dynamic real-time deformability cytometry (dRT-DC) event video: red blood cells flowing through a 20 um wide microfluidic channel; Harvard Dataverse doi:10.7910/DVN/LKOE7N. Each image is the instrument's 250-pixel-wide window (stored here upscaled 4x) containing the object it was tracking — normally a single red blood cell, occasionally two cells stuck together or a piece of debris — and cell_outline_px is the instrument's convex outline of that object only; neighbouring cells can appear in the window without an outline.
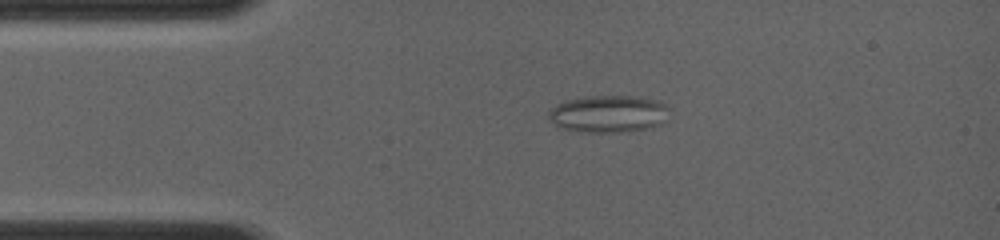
{"species": "common noctule bat (a hibernating species)", "species_latin": "Nyctalus noctula", "temperature_condition": "room temperature", "stored_images_in_passage": 11, "camera_frame_rate_fps": 4000, "um_per_image_px": 0.085, "animal": {"sex": "female", "body_mass_g": 19.0, "forearm_length_mm": 56.7}, "frame": {"image": 1, "passage_image": 4, "time_ms": 2.75, "image_size_px": [1000, 240], "cell_outline_px": [[668, 120], [660, 124], [648, 128], [628, 132], [588, 132], [560, 128], [548, 116], [548, 112], [556, 104], [564, 100], [588, 96], [632, 96], [656, 100], [668, 104]], "centroid_in_image_um": [51.75, 9.67], "position_along_channel_um": 33.2, "area_um2": 26.3}}
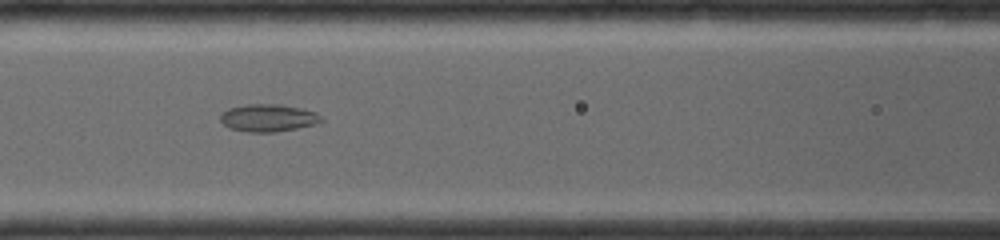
{"frame": {"image": 2, "passage_image": 8, "time_ms": 6.0, "image_size_px": [1000, 240], "cell_outline_px": [[324, 120], [312, 124], [296, 128], [276, 132], [248, 132], [228, 128], [220, 120], [220, 112], [228, 108], [248, 104], [280, 104], [300, 108], [316, 112]], "centroid_in_image_um": [22.74, 10.01], "position_along_channel_um": 143.9, "area_um2": 16.13}}
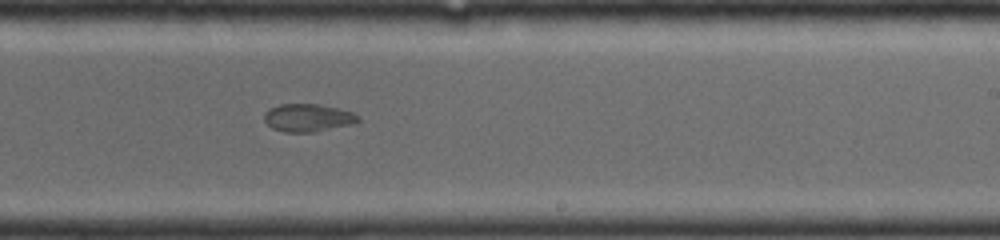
{"frame": {"image": 3, "passage_image": 11, "time_ms": 8.75, "image_size_px": [1000, 240], "cell_outline_px": [[360, 120], [352, 124], [316, 132], [284, 132], [272, 128], [264, 120], [264, 112], [280, 104], [320, 104], [356, 112], [360, 116]], "centroid_in_image_um": [26.22, 10.01], "position_along_channel_um": 262.8, "area_um2": 15.37}}